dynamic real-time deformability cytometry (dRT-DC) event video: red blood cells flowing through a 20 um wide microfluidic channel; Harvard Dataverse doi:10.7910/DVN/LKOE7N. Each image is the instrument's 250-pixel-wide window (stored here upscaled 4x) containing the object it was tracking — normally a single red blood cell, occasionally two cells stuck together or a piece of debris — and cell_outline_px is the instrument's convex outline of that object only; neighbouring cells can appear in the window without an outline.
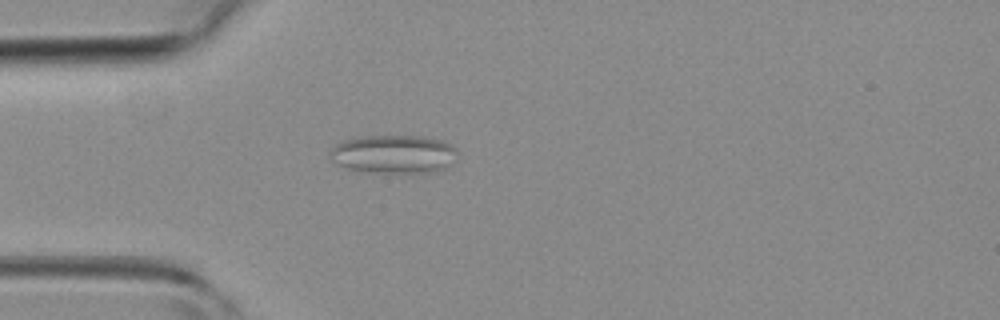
{"species": "common noctule bat (a hibernating species)", "species_latin": "Nyctalus noctula", "temperature_condition": "room temperature", "stored_images_in_passage": 3, "camera_frame_rate_fps": 3000, "um_per_image_px": 0.085, "animal": {"sex": "female", "body_mass_g": 19.3, "forearm_length_mm": 54.1}, "frame": {"image": 1, "passage_image": 3, "time_ms": 3.333, "image_size_px": [1000, 320], "cell_outline_px": [[460, 156], [456, 160], [444, 168], [432, 172], [368, 172], [348, 168], [336, 164], [332, 160], [332, 148], [336, 144], [344, 140], [360, 136], [424, 136], [440, 140], [456, 148]], "centroid_in_image_um": [33.51, 13.09], "position_along_channel_um": 51.5, "area_um2": 28.44}}